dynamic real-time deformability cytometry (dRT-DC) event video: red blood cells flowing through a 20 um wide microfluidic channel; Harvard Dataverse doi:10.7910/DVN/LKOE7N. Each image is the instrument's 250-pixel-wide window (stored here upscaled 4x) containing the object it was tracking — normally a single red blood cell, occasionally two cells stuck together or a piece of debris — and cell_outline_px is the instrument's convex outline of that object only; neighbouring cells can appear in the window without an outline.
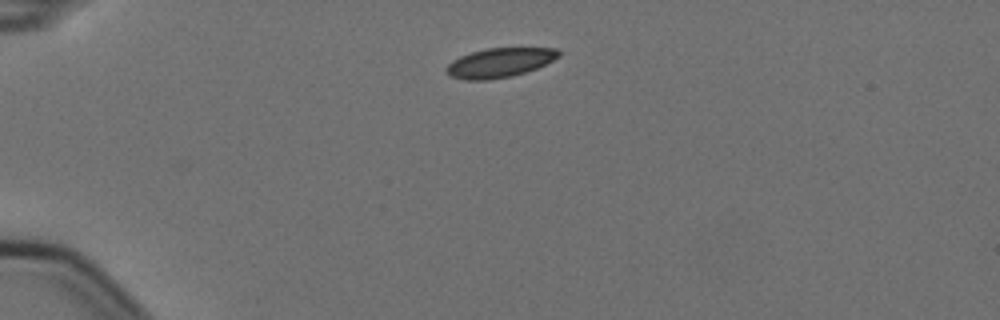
{"species": "Egyptian fruit bat (a non-hibernating species)", "species_latin": "Rousettus aegyptiacus", "temperature_condition": "cold", "stored_images_in_passage": 2, "camera_frame_rate_fps": 3000, "um_per_image_px": 0.085, "animal": {"sex": "female"}, "frame": {"image": 1, "passage_image": 1, "time_ms": 0.0, "image_size_px": [1000, 320], "cell_outline_px": [[560, 56], [536, 68], [512, 76], [488, 80], [464, 80], [448, 76], [444, 72], [444, 68], [452, 60], [460, 56], [484, 48], [556, 48], [560, 52]], "centroid_in_image_um": [42.39, 5.33], "position_along_channel_um": 42.6, "area_um2": 19.31}}